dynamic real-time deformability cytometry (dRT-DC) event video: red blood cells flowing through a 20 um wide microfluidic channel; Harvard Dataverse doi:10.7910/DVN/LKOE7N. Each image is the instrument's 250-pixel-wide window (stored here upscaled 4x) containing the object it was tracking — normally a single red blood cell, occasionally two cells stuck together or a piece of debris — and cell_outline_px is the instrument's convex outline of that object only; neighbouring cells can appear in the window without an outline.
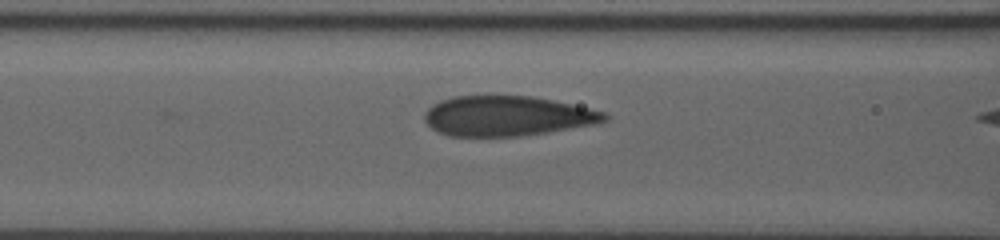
{"species": "human", "species_latin": "Homo sapiens", "temperature_condition": "room temperature", "stored_images_in_passage": 18, "camera_frame_rate_fps": 3000, "um_per_image_px": 0.085, "donor": {"sex": "male"}, "frame": {"image": 1, "passage_image": 16, "time_ms": 5.0, "image_size_px": [1000, 240], "cell_outline_px": [[608, 120], [592, 124], [548, 132], [520, 136], [448, 136], [432, 128], [424, 120], [424, 112], [432, 104], [440, 100], [452, 96], [532, 96], [552, 100], [588, 108], [604, 112], [608, 116]], "centroid_in_image_um": [43.05, 9.85], "position_along_channel_um": 123.5, "area_um2": 41.73}}